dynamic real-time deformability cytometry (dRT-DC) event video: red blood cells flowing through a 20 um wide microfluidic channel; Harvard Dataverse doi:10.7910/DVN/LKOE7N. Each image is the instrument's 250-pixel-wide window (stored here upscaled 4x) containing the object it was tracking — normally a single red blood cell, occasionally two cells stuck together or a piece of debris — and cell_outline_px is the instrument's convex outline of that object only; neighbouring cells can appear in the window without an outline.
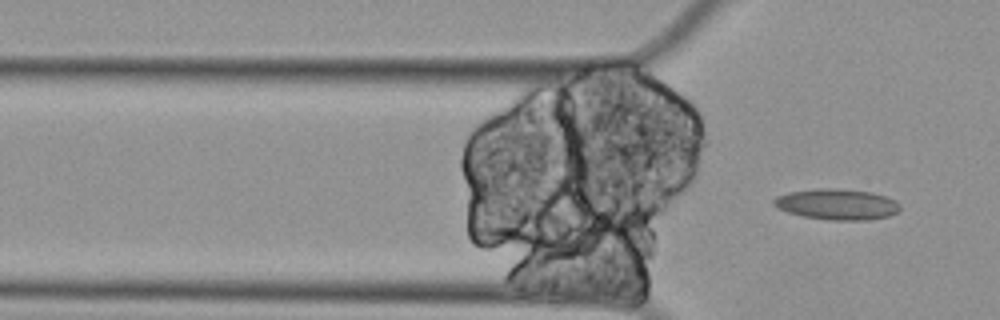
{"species": "Egyptian fruit bat (a non-hibernating species)", "species_latin": "Rousettus aegyptiacus", "temperature_condition": "cold", "stored_images_in_passage": 17, "camera_frame_rate_fps": 3000, "um_per_image_px": 0.085, "animal": {"sex": "female"}, "frame": {"image": 1, "passage_image": 17, "time_ms": 5.333, "image_size_px": [1000, 320], "cell_outline_px": [[900, 208], [896, 212], [888, 216], [868, 220], [828, 220], [804, 216], [788, 212], [776, 208], [772, 204], [772, 200], [776, 196], [788, 192], [816, 188], [836, 188], [872, 192], [896, 200], [900, 204]], "centroid_in_image_um": [71.11, 17.36], "position_along_channel_um": 54.7, "area_um2": 22.83}}